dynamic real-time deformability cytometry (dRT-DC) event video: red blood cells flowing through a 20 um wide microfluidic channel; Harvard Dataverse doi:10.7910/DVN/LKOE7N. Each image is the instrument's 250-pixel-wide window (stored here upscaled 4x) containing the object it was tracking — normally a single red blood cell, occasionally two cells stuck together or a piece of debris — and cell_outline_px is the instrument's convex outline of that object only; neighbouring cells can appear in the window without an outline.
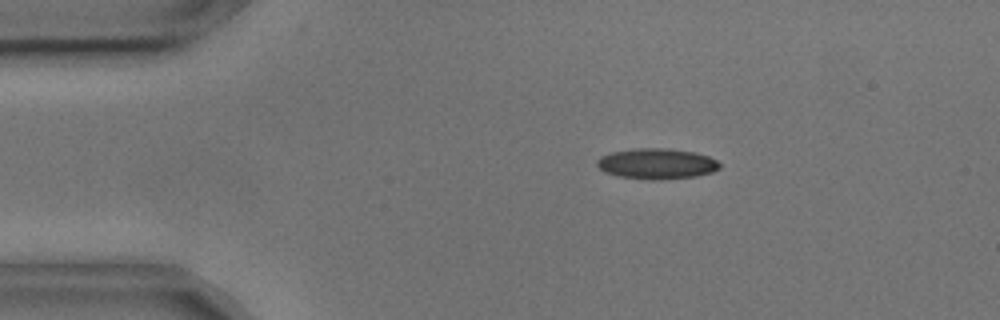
{"species": "common noctule bat (a hibernating species)", "species_latin": "Nyctalus noctula", "temperature_condition": "cold", "stored_images_in_passage": 46, "camera_frame_rate_fps": 3000, "um_per_image_px": 0.085, "animal": {"sex": "male", "body_mass_g": 17.9, "forearm_length_mm": 54.2}, "frame": {"image": 1, "passage_image": 1, "time_ms": 0.0, "image_size_px": [1000, 320], "cell_outline_px": [[720, 168], [712, 172], [696, 176], [656, 180], [652, 180], [616, 176], [604, 172], [596, 164], [596, 160], [600, 156], [612, 152], [636, 148], [664, 148], [696, 152], [708, 156], [716, 160], [720, 164]], "centroid_in_image_um": [55.8, 13.91], "position_along_channel_um": 29.2, "area_um2": 21.96}}
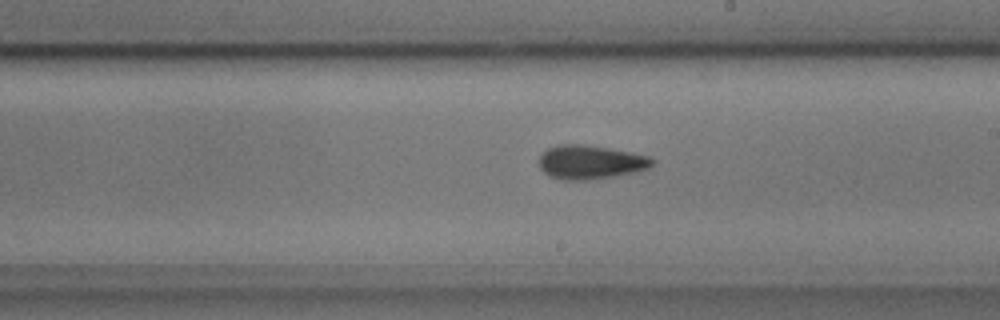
{"frame": {"image": 2, "passage_image": 22, "time_ms": 7.0, "image_size_px": [1000, 320], "cell_outline_px": [[656, 160], [648, 168], [636, 172], [612, 176], [584, 180], [560, 180], [548, 176], [540, 168], [540, 156], [548, 148], [560, 144], [580, 144], [608, 148], [632, 152], [652, 156]], "centroid_in_image_um": [50.21, 13.78], "position_along_channel_um": 238.8, "area_um2": 22.37}}
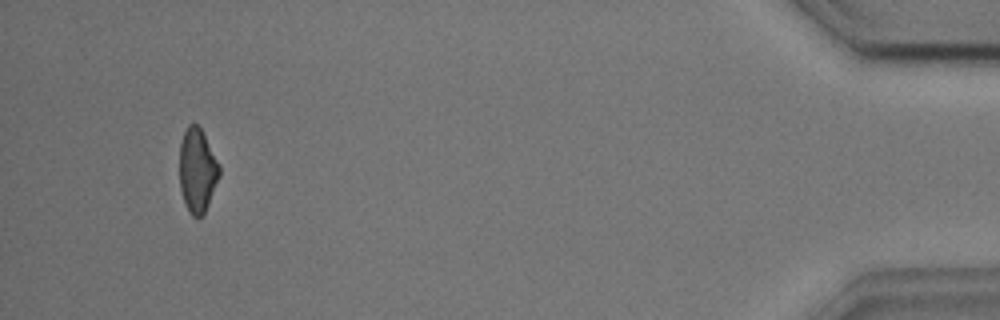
{"frame": {"image": 3, "passage_image": 43, "time_ms": 14.0, "image_size_px": [1000, 320], "cell_outline_px": [[220, 176], [208, 204], [204, 212], [196, 220], [188, 212], [184, 204], [180, 188], [180, 144], [184, 132], [188, 124], [196, 124], [200, 128], [220, 164]], "centroid_in_image_um": [16.77, 14.52], "position_along_channel_um": 418.4, "area_um2": 19.54}, "authors_computed_cell_mechanics": {"area_um2": 21.4727, "velocity_mm_per_s": 3.6433, "shape_relaxation_time_tau1_ms": 4.2201, "shape_relaxation_time_tau2_ms": 3.4167, "deformation_change_tau1": 0.097, "deformation_change_tau2": 0.1119}}